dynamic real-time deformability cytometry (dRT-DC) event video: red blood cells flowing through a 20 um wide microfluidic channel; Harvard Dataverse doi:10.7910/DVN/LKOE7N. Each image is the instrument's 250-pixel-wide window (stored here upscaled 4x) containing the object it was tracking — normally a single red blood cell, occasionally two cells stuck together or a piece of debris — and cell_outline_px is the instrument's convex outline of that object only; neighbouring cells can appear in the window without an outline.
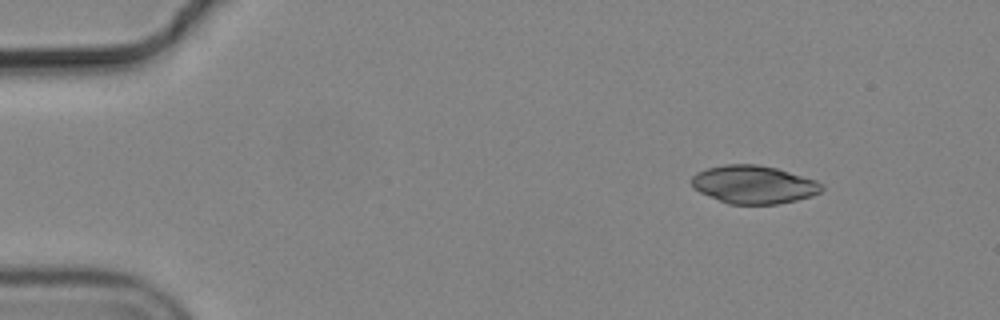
{"species": "common noctule bat (a hibernating species)", "species_latin": "Nyctalus noctula", "temperature_condition": "cold", "stored_images_in_passage": 49, "camera_frame_rate_fps": 3000, "um_per_image_px": 0.085, "animal": {"sex": "male", "body_mass_g": 19.2, "forearm_length_mm": 51.8}, "frame": {"image": 1, "passage_image": 1, "time_ms": 0.0, "image_size_px": [1000, 320], "cell_outline_px": [[824, 188], [820, 192], [812, 196], [780, 204], [728, 204], [700, 192], [692, 184], [692, 176], [696, 172], [708, 168], [724, 164], [756, 164], [776, 168], [816, 180], [824, 184]], "centroid_in_image_um": [64.09, 15.69], "position_along_channel_um": 20.9, "area_um2": 28.84}}